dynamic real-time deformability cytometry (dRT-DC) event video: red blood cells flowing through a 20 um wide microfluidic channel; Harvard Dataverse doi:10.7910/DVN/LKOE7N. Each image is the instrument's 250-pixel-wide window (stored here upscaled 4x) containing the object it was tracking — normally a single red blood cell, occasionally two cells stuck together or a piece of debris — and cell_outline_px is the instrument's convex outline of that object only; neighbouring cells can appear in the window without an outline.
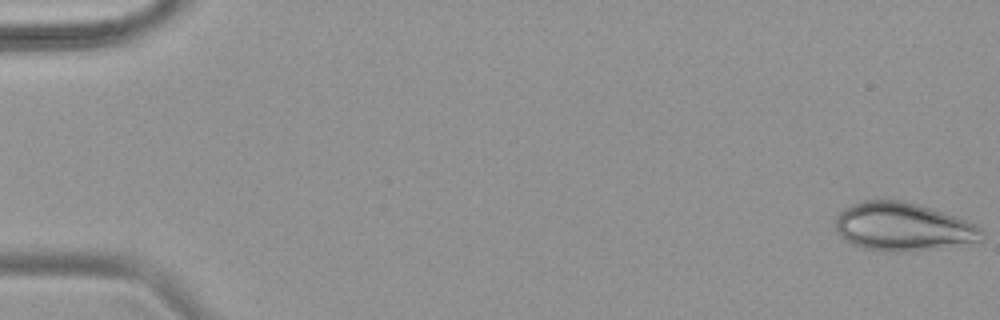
{"species": "common noctule bat (a hibernating species)", "species_latin": "Nyctalus noctula", "temperature_condition": "warm", "stored_images_in_passage": 53, "camera_frame_rate_fps": 3000, "um_per_image_px": 0.085, "animal": {"sex": "female", "body_mass_g": 18.4}, "frame": {"image": 1, "passage_image": 1, "time_ms": 0.0, "image_size_px": [1000, 320], "cell_outline_px": [[984, 232], [980, 240], [928, 248], [900, 252], [880, 252], [860, 248], [844, 240], [836, 228], [836, 216], [844, 208], [852, 204], [864, 200], [900, 200], [932, 208], [968, 220], [976, 224]], "centroid_in_image_um": [76.68, 19.26], "position_along_channel_um": 8.3, "area_um2": 40.81}}
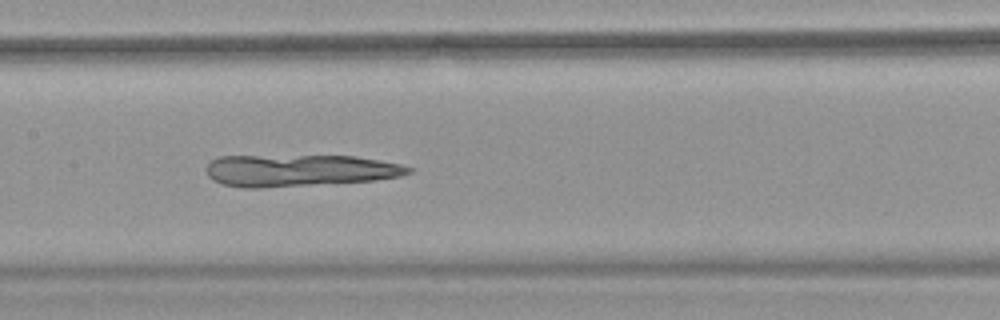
{"frame": {"image": 2, "passage_image": 27, "time_ms": 8.667, "image_size_px": [1000, 320], "cell_outline_px": [[412, 172], [400, 176], [376, 180], [260, 188], [244, 188], [224, 184], [212, 180], [208, 176], [204, 168], [216, 156], [356, 156], [400, 164], [412, 168]], "centroid_in_image_um": [25.4, 14.49], "position_along_channel_um": 182.0, "area_um2": 37.57}}
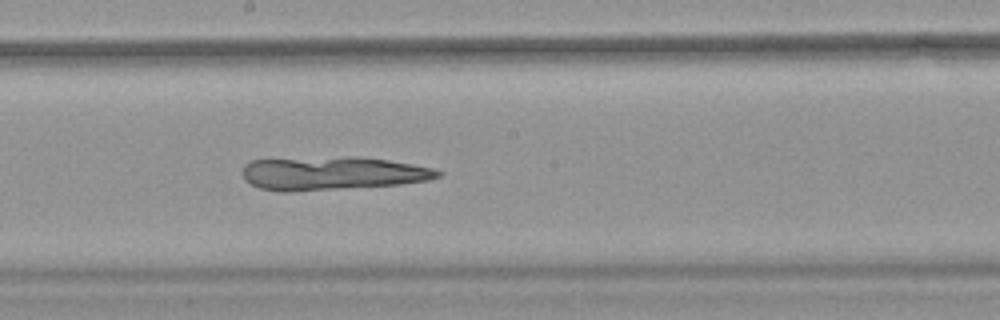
{"frame": {"image": 3, "passage_image": 30, "time_ms": 9.667, "image_size_px": [1000, 320], "cell_outline_px": [[444, 172], [440, 176], [428, 180], [400, 184], [292, 192], [280, 192], [260, 188], [244, 180], [244, 164], [252, 160], [388, 160], [412, 164], [432, 168]], "centroid_in_image_um": [28.25, 14.8], "position_along_channel_um": 219.9, "area_um2": 35.95}}